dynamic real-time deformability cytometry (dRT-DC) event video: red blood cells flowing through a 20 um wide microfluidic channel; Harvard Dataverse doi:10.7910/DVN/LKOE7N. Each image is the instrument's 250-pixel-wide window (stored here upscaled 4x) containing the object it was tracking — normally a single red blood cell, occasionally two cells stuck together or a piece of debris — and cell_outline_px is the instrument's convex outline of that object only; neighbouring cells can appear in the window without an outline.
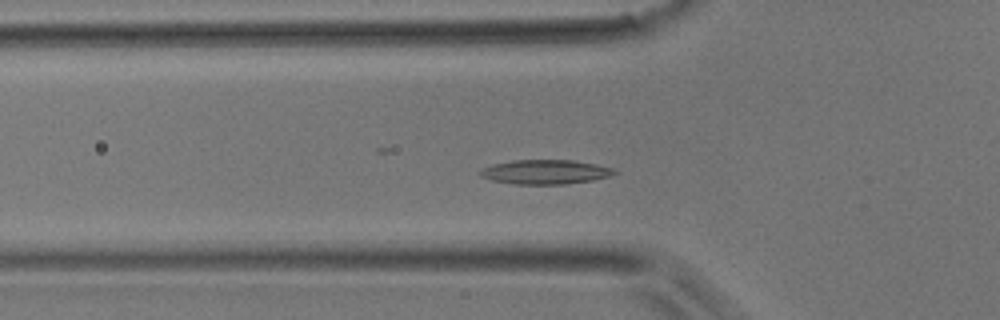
{"species": "common noctule bat (a hibernating species)", "species_latin": "Nyctalus noctula", "temperature_condition": "room temperature", "stored_images_in_passage": 43, "camera_frame_rate_fps": 3000, "um_per_image_px": 0.085, "animal": {"sex": "male", "body_mass_g": 17.9}, "frame": {"image": 1, "passage_image": 13, "time_ms": 4.0, "image_size_px": [1000, 320], "cell_outline_px": [[620, 172], [608, 176], [592, 180], [564, 184], [516, 184], [492, 180], [480, 176], [476, 172], [480, 168], [492, 164], [512, 160], [572, 160], [596, 164], [612, 168]], "centroid_in_image_um": [46.29, 14.61], "position_along_channel_um": 79.5, "area_um2": 19.13}}
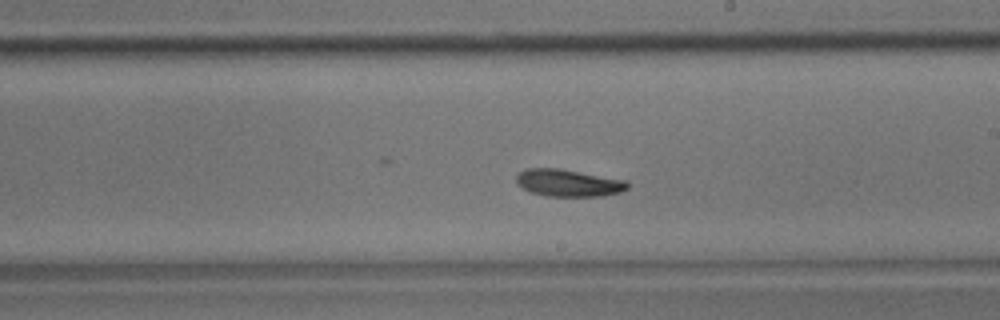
{"frame": {"image": 2, "passage_image": 24, "time_ms": 7.667, "image_size_px": [1000, 320], "cell_outline_px": [[628, 188], [620, 192], [600, 196], [548, 196], [532, 192], [516, 184], [516, 176], [520, 172], [528, 168], [556, 168], [628, 180]], "centroid_in_image_um": [48.32, 15.54], "position_along_channel_um": 240.7, "area_um2": 17.46}}
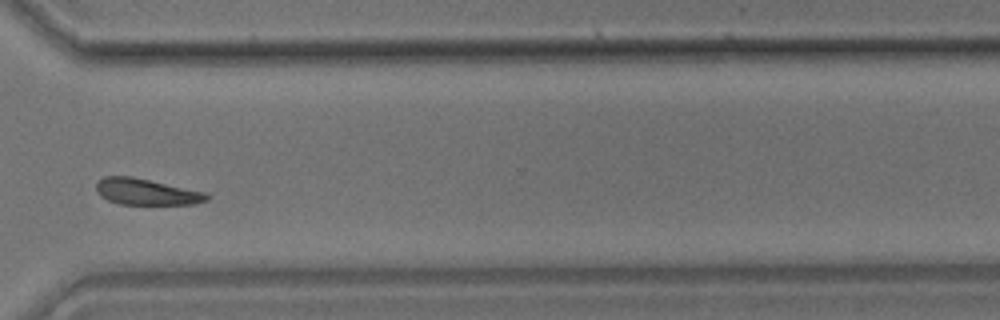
{"frame": {"image": 3, "passage_image": 32, "time_ms": 10.333, "image_size_px": [1000, 320], "cell_outline_px": [[208, 200], [192, 204], [120, 204], [108, 200], [100, 196], [96, 192], [96, 184], [104, 176], [132, 176], [208, 192]], "centroid_in_image_um": [12.45, 16.3], "position_along_channel_um": 358.2, "area_um2": 16.99}}